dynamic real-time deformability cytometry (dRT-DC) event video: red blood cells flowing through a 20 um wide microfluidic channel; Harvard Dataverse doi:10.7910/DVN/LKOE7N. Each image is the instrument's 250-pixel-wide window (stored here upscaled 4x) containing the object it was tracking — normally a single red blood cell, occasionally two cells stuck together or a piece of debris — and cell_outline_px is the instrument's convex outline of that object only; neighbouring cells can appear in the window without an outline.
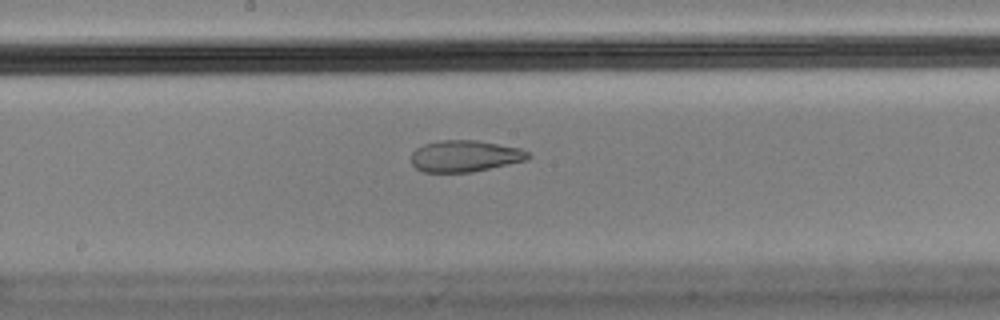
{"species": "Egyptian fruit bat (a non-hibernating species)", "species_latin": "Rousettus aegyptiacus", "temperature_condition": "cold", "stored_images_in_passage": 33, "camera_frame_rate_fps": 3000, "um_per_image_px": 0.085, "animal": {"sex": "male"}, "frame": {"image": 1, "passage_image": 24, "time_ms": 7.667, "image_size_px": [1000, 320], "cell_outline_px": [[532, 156], [528, 160], [472, 172], [424, 172], [416, 168], [412, 164], [412, 152], [416, 148], [424, 144], [440, 140], [476, 140], [520, 148], [528, 152]], "centroid_in_image_um": [39.53, 13.26], "position_along_channel_um": 208.7, "area_um2": 21.5}}